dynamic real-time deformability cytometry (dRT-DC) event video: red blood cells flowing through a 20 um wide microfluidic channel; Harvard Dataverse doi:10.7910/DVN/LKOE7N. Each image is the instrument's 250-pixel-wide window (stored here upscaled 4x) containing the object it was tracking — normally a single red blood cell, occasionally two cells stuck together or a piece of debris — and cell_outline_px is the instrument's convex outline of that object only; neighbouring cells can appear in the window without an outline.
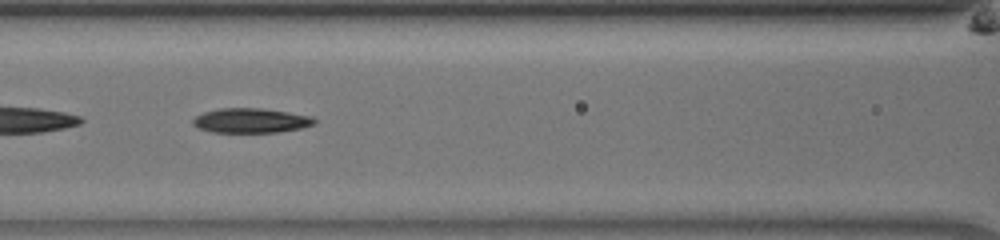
{"species": "common noctule bat (a hibernating species)", "species_latin": "Nyctalus noctula", "temperature_condition": "room temperature", "stored_images_in_passage": 53, "segment_of_instrument_passage": [2, 2], "camera_frame_rate_fps": 3000, "um_per_image_px": 0.085, "animal": {"sex": "male", "body_mass_g": 13.0, "forearm_length_mm": 53.1}, "frame": {"image": 1, "passage_image": 26, "time_ms": 8.333, "image_size_px": [1000, 240], "cell_outline_px": [[316, 124], [300, 128], [276, 132], [212, 132], [200, 128], [192, 124], [192, 120], [196, 116], [204, 112], [220, 108], [260, 108], [288, 112], [312, 116], [316, 120]], "centroid_in_image_um": [21.33, 10.24], "position_along_channel_um": 145.3, "area_um2": 17.34}}
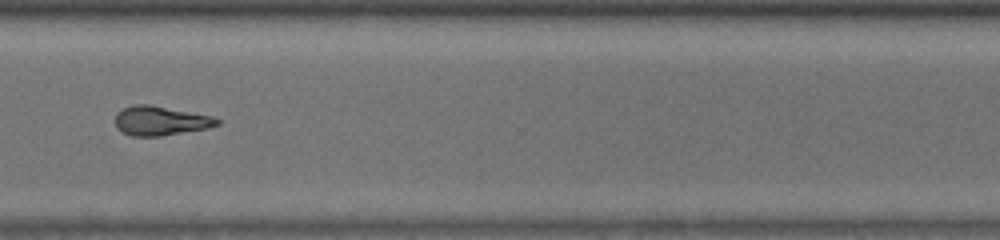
{"frame": {"image": 2, "passage_image": 42, "time_ms": 13.667, "image_size_px": [1000, 240], "cell_outline_px": [[220, 124], [208, 128], [160, 136], [132, 136], [116, 128], [116, 112], [132, 104], [148, 104], [212, 116], [220, 120]], "centroid_in_image_um": [13.63, 10.26], "position_along_channel_um": 357.0, "area_um2": 17.28}}